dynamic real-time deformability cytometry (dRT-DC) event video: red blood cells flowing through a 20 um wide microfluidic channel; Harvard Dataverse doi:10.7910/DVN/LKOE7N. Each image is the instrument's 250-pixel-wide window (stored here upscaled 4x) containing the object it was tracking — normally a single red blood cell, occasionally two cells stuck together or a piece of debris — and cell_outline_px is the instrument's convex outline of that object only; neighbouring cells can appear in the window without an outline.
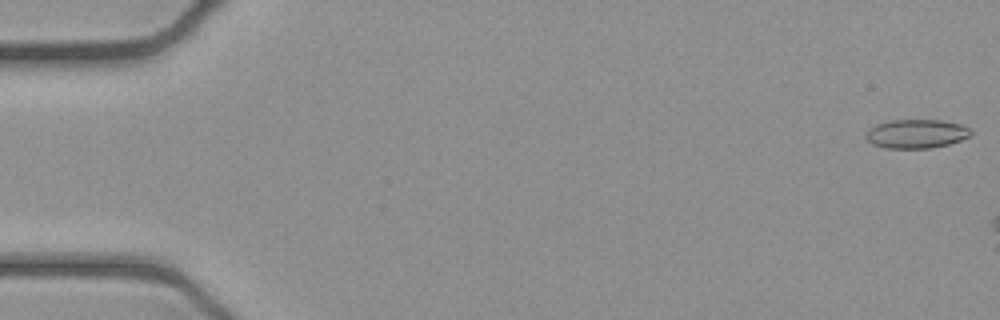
{"species": "common noctule bat (a hibernating species)", "species_latin": "Nyctalus noctula", "temperature_condition": "cold", "stored_images_in_passage": 7, "camera_frame_rate_fps": 3000, "um_per_image_px": 0.085, "animal": {"sex": "female", "body_mass_g": 21.9}, "frame": {"image": 1, "passage_image": 1, "time_ms": 0.0, "image_size_px": [1000, 320], "cell_outline_px": [[972, 136], [948, 144], [928, 148], [884, 148], [872, 144], [864, 136], [864, 132], [868, 128], [876, 124], [892, 120], [940, 120], [960, 124], [972, 128]], "centroid_in_image_um": [77.87, 11.37], "position_along_channel_um": 7.1, "area_um2": 17.86}}